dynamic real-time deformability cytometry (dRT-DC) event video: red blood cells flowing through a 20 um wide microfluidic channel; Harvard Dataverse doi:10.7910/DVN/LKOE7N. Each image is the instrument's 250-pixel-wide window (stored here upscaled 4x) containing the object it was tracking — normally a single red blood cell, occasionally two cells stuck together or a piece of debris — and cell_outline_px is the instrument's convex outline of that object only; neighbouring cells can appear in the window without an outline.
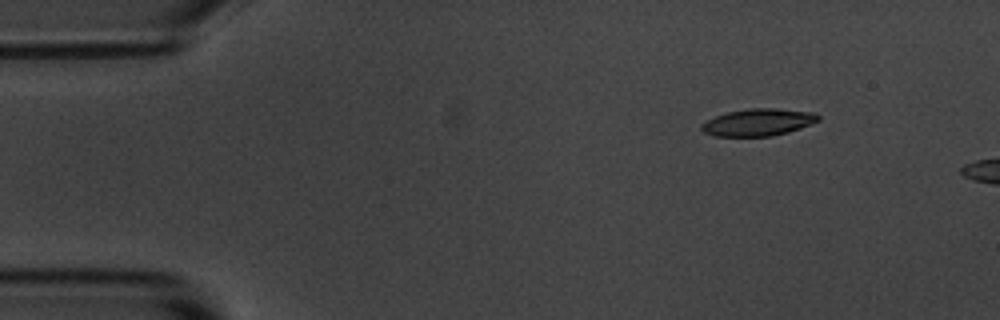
{"species": "common noctule bat (a hibernating species)", "species_latin": "Nyctalus noctula", "temperature_condition": "room temperature", "stored_images_in_passage": 4, "camera_frame_rate_fps": 3000, "um_per_image_px": 0.085, "animal": {"sex": "male", "body_mass_g": 20.1, "forearm_length_mm": 53.5}, "frame": {"image": 1, "passage_image": 2, "time_ms": 1.333, "image_size_px": [1000, 320], "cell_outline_px": [[820, 120], [800, 128], [788, 132], [772, 136], [716, 136], [704, 132], [700, 128], [700, 124], [716, 116], [728, 112], [752, 108], [776, 108], [816, 112], [820, 116]], "centroid_in_image_um": [64.48, 10.39], "position_along_channel_um": 20.5, "area_um2": 18.44}}